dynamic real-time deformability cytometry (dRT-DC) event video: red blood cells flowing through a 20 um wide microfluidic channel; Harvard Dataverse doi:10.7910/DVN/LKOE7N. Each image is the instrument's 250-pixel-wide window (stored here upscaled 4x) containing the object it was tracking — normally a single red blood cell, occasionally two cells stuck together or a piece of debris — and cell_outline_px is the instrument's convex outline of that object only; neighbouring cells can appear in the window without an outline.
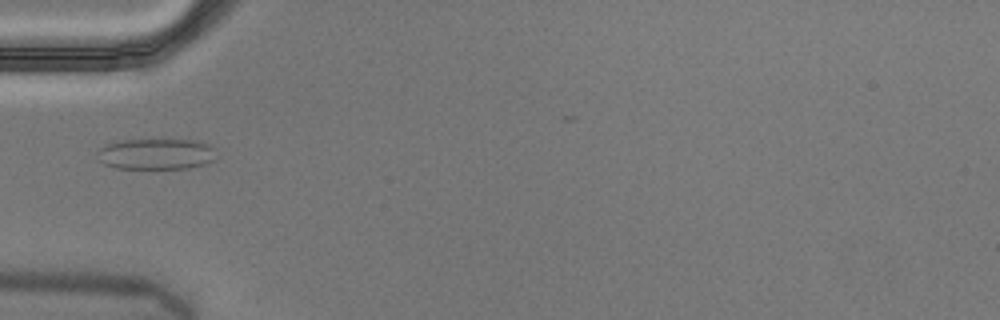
{"species": "Egyptian fruit bat (a non-hibernating species)", "species_latin": "Rousettus aegyptiacus", "temperature_condition": "cold", "stored_images_in_passage": 38, "camera_frame_rate_fps": 3000, "um_per_image_px": 0.085, "animal": {"sex": "male"}, "frame": {"image": 1, "passage_image": 1, "time_ms": 0.0, "image_size_px": [1000, 320], "cell_outline_px": [[216, 160], [208, 164], [188, 168], [116, 168], [104, 164], [100, 160], [96, 152], [104, 144], [120, 140], [192, 140], [208, 144], [212, 148]], "centroid_in_image_um": [13.25, 13.09], "position_along_channel_um": 71.7, "area_um2": 21.44}}
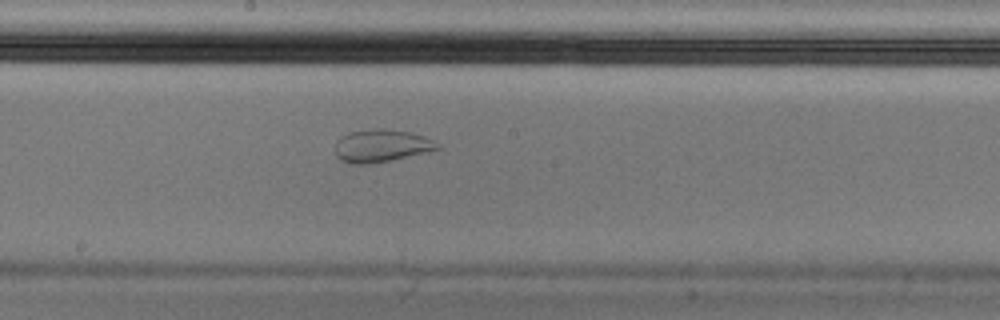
{"frame": {"image": 2, "passage_image": 13, "time_ms": 4.0, "image_size_px": [1000, 320], "cell_outline_px": [[440, 148], [392, 160], [368, 164], [352, 164], [340, 160], [336, 156], [336, 140], [340, 136], [348, 132], [372, 128], [380, 128], [412, 132], [424, 136], [440, 144]], "centroid_in_image_um": [32.37, 12.38], "position_along_channel_um": 215.8, "area_um2": 19.54}}
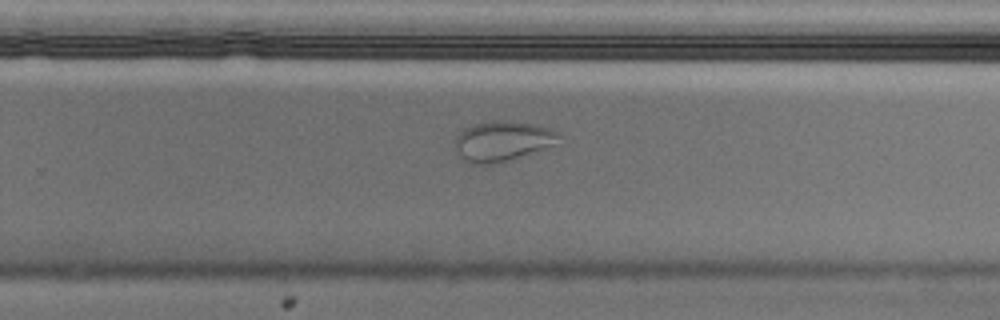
{"frame": {"image": 3, "passage_image": 19, "time_ms": 6.0, "image_size_px": [1000, 320], "cell_outline_px": [[560, 136], [552, 144], [544, 148], [492, 164], [472, 164], [464, 160], [460, 156], [456, 148], [456, 136], [464, 128], [472, 124], [496, 120], [512, 120], [552, 128]], "centroid_in_image_um": [42.66, 11.96], "position_along_channel_um": 287.1, "area_um2": 23.76}}